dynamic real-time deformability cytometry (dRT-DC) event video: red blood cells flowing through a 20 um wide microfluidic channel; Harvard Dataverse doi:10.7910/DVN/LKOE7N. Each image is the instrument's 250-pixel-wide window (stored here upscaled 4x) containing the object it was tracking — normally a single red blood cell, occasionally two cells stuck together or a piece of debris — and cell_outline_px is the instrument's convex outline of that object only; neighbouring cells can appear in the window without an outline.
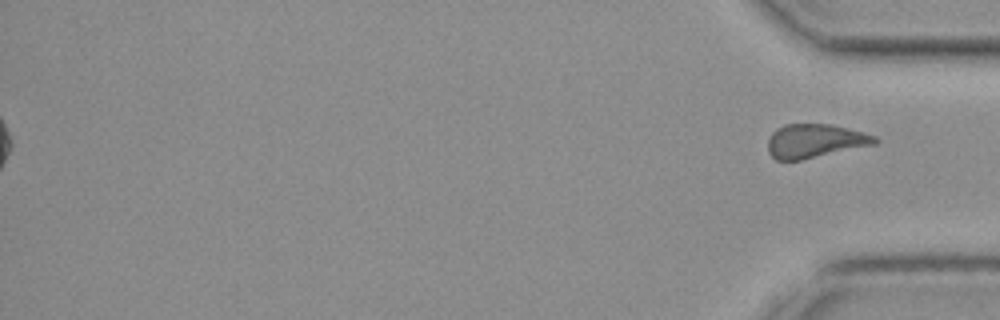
{"species": "common noctule bat (a hibernating species)", "species_latin": "Nyctalus noctula", "temperature_condition": "cold", "stored_images_in_passage": 45, "segment_of_instrument_passage": [2, 2], "camera_frame_rate_fps": 3000, "um_per_image_px": 0.085, "animal": {"sex": "female", "body_mass_g": 19.3, "forearm_length_mm": 54.1}, "frame": {"image": 1, "passage_image": 45, "time_ms": 14.667, "image_size_px": [1000, 320], "cell_outline_px": [[880, 140], [876, 144], [800, 160], [776, 160], [768, 152], [768, 136], [776, 128], [784, 124], [828, 124], [864, 132], [876, 136]], "centroid_in_image_um": [69.26, 11.97], "position_along_channel_um": 365.9, "area_um2": 21.1}}